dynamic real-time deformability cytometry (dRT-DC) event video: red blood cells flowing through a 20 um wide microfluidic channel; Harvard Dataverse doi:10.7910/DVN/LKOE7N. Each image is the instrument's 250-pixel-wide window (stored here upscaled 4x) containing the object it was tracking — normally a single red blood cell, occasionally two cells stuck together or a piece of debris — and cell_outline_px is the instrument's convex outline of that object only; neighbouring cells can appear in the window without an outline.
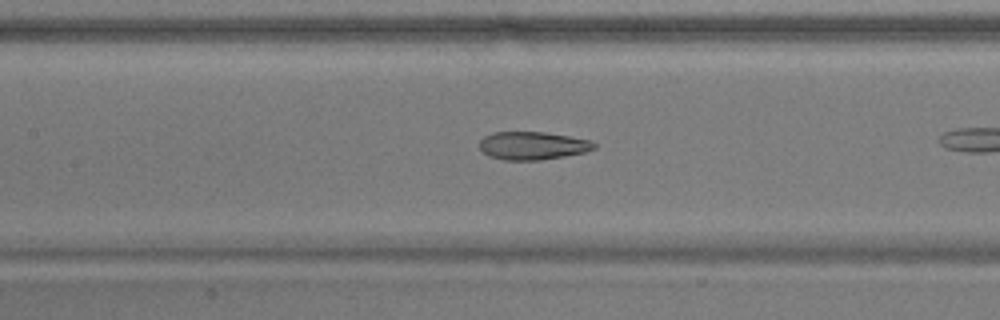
{"species": "common noctule bat (a hibernating species)", "species_latin": "Nyctalus noctula", "temperature_condition": "warm", "stored_images_in_passage": 21, "camera_frame_rate_fps": 3000, "um_per_image_px": 0.085, "animal": {"sex": "male", "body_mass_g": 17.9}, "frame": {"image": 1, "passage_image": 10, "time_ms": 3.0, "image_size_px": [1000, 320], "cell_outline_px": [[596, 148], [584, 152], [564, 156], [540, 160], [504, 160], [488, 156], [480, 148], [480, 140], [484, 136], [492, 132], [544, 132], [592, 140], [596, 144]], "centroid_in_image_um": [45.27, 12.38], "position_along_channel_um": 162.1, "area_um2": 18.73}}